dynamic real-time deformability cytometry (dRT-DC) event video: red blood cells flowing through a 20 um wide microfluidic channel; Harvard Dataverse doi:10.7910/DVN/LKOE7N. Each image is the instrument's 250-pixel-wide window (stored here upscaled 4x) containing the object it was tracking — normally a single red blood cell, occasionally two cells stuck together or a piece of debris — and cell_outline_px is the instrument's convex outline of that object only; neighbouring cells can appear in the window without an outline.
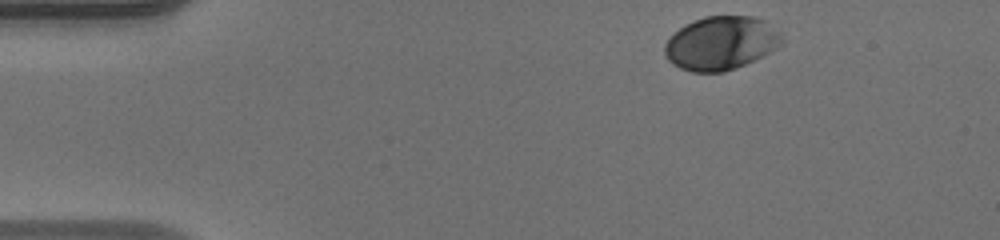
{"species": "human", "species_latin": "Homo sapiens", "temperature_condition": "warm", "stored_images_in_passage": 36, "camera_frame_rate_fps": 3000, "um_per_image_px": 0.085, "donor": {"sex": "male"}, "frame": {"image": 1, "passage_image": 1, "time_ms": 0.0, "image_size_px": [1000, 240], "cell_outline_px": [[784, 36], [780, 44], [776, 48], [744, 64], [724, 72], [692, 72], [680, 68], [672, 64], [664, 56], [664, 44], [680, 28], [704, 16], [752, 16], [764, 20], [780, 32]], "centroid_in_image_um": [61.27, 3.67], "position_along_channel_um": 23.7, "area_um2": 36.18}}
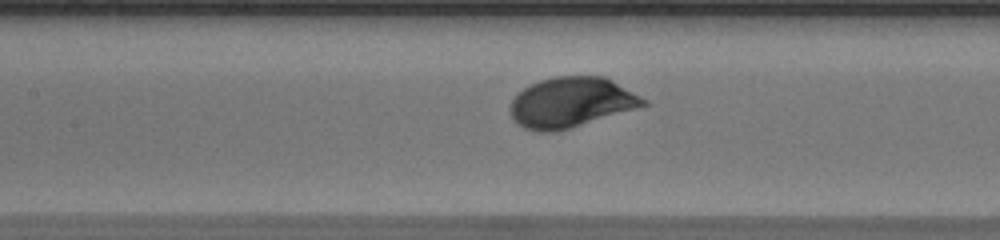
{"frame": {"image": 2, "passage_image": 17, "time_ms": 5.333, "image_size_px": [1000, 240], "cell_outline_px": [[648, 104], [636, 108], [556, 132], [536, 132], [524, 128], [512, 116], [512, 100], [524, 88], [540, 80], [556, 76], [604, 76], [612, 80], [648, 100]], "centroid_in_image_um": [48.57, 8.7], "position_along_channel_um": 158.8, "area_um2": 38.32}}
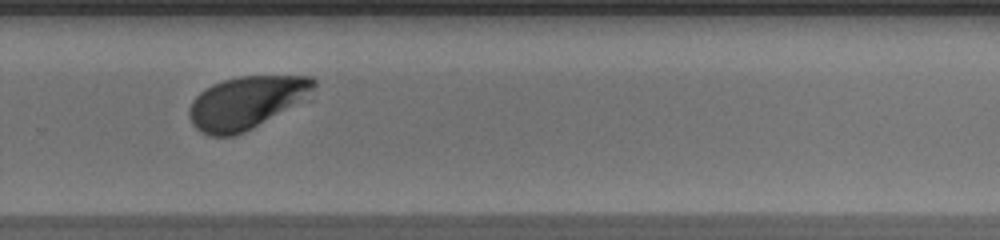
{"frame": {"image": 3, "passage_image": 28, "time_ms": 9.0, "image_size_px": [1000, 240], "cell_outline_px": [[316, 84], [312, 88], [284, 108], [252, 128], [244, 132], [232, 136], [208, 136], [200, 132], [192, 124], [188, 116], [188, 108], [192, 100], [204, 88], [212, 84], [224, 80], [240, 76], [312, 76], [316, 80]], "centroid_in_image_um": [20.76, 8.71], "position_along_channel_um": 309.0, "area_um2": 36.88}, "authors_computed_cell_mechanics": {"area_um2": 38.0324, "velocity_mm_per_s": 4.1045, "shape_relaxation_time_tau1_ms": 1.9521, "shape_relaxation_time_tau2_ms": null, "deformation_change_tau1": 0.1176, "deformation_change_tau2": null}}